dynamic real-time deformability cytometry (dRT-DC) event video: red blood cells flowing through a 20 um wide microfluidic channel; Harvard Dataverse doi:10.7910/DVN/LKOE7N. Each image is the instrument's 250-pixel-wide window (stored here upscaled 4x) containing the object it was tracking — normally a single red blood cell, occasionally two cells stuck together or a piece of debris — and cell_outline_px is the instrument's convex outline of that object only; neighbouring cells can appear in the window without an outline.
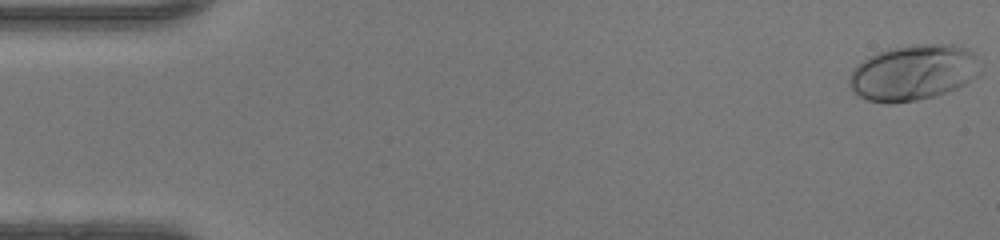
{"species": "human", "species_latin": "Homo sapiens", "temperature_condition": "warm", "stored_images_in_passage": 47, "camera_frame_rate_fps": 3000, "um_per_image_px": 0.085, "donor": {"sex": "female"}, "frame": {"image": 1, "passage_image": 1, "time_ms": 0.0, "image_size_px": [1000, 240], "cell_outline_px": [[980, 76], [956, 88], [936, 96], [916, 100], [888, 104], [868, 100], [860, 96], [848, 84], [848, 76], [852, 68], [856, 64], [868, 56], [876, 52], [888, 48], [908, 44], [952, 44], [964, 48], [972, 52], [976, 56], [980, 72]], "centroid_in_image_um": [77.6, 6.16], "position_along_channel_um": 7.4, "area_um2": 42.95}}
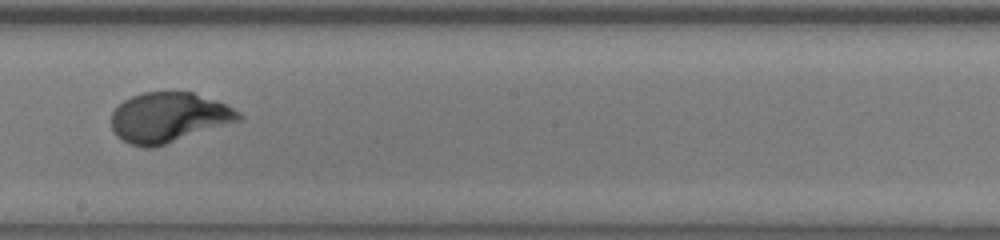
{"frame": {"image": 2, "passage_image": 27, "time_ms": 8.667, "image_size_px": [1000, 240], "cell_outline_px": [[244, 120], [152, 148], [144, 148], [128, 144], [120, 140], [116, 136], [112, 128], [112, 112], [124, 100], [132, 96], [144, 92], [192, 92], [216, 100], [240, 112], [244, 116]], "centroid_in_image_um": [14.35, 10.0], "position_along_channel_um": 233.8, "area_um2": 37.28}}
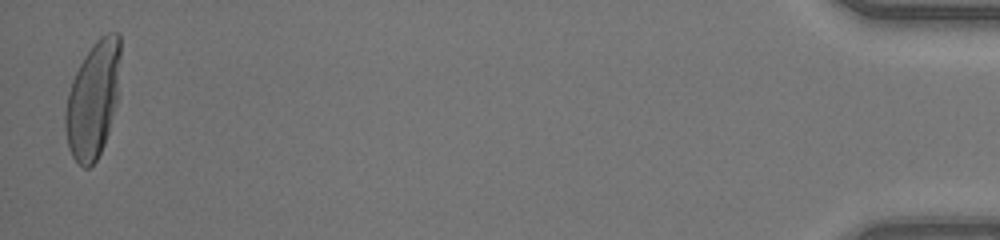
{"frame": {"image": 3, "passage_image": 47, "time_ms": 15.333, "image_size_px": [1000, 240], "cell_outline_px": [[120, 56], [116, 104], [108, 132], [104, 144], [96, 160], [88, 168], [84, 168], [72, 156], [68, 148], [64, 128], [64, 112], [68, 92], [72, 80], [84, 56], [96, 40], [100, 36], [108, 32], [120, 32]], "centroid_in_image_um": [7.89, 8.46], "position_along_channel_um": 427.3, "area_um2": 37.34}, "authors_computed_cell_mechanics": {"area_um2": 36.4718, "velocity_mm_per_s": 4.3713, "shape_relaxation_time_tau1_ms": 3.1548, "shape_relaxation_time_tau2_ms": null, "deformation_change_tau1": 0.2155, "deformation_change_tau2": null}}